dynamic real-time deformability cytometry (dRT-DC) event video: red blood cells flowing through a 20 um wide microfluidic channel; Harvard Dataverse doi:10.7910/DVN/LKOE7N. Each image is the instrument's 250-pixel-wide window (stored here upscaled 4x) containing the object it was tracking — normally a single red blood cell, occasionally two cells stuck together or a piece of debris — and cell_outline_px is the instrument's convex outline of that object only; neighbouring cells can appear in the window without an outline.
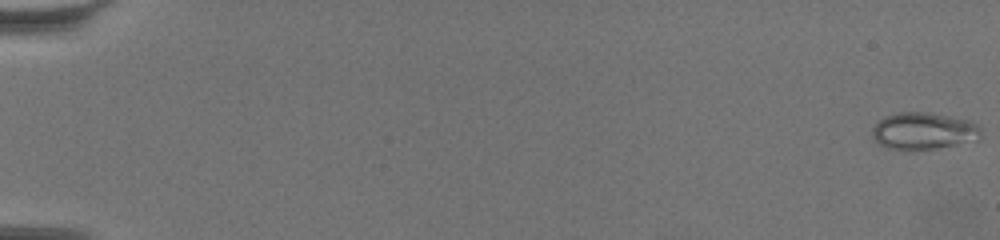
{"species": "common noctule bat (a hibernating species)", "species_latin": "Nyctalus noctula", "temperature_condition": "warm", "stored_images_in_passage": 64, "camera_frame_rate_fps": 3000, "um_per_image_px": 0.085, "animal": {"sex": "female", "body_mass_g": 19.5, "forearm_length_mm": 54.1}, "frame": {"image": 1, "passage_image": 1, "time_ms": 0.0, "image_size_px": [1000, 240], "cell_outline_px": [[980, 132], [976, 140], [932, 148], [892, 148], [880, 144], [872, 136], [872, 128], [880, 120], [888, 116], [900, 112], [920, 112], [968, 120], [976, 124], [980, 128]], "centroid_in_image_um": [78.48, 11.11], "position_along_channel_um": 6.5, "area_um2": 22.25}}
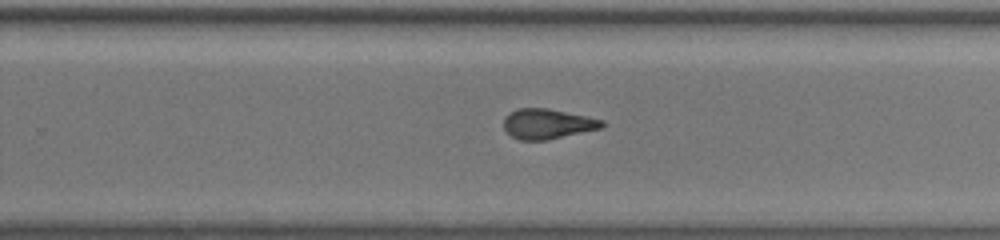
{"frame": {"image": 2, "passage_image": 43, "time_ms": 14.0, "image_size_px": [1000, 240], "cell_outline_px": [[604, 124], [600, 128], [544, 140], [520, 140], [512, 136], [504, 128], [504, 120], [512, 112], [520, 108], [548, 108], [604, 120]], "centroid_in_image_um": [46.53, 10.52], "position_along_channel_um": 283.3, "area_um2": 16.7}}
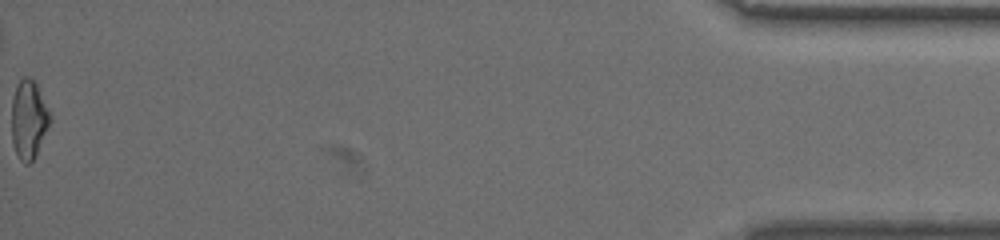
{"frame": {"image": 3, "passage_image": 64, "time_ms": 21.0, "image_size_px": [1000, 240], "cell_outline_px": [[48, 124], [36, 156], [28, 164], [24, 164], [20, 160], [16, 152], [12, 140], [12, 100], [16, 88], [20, 80], [24, 76], [28, 76], [36, 84], [48, 112]], "centroid_in_image_um": [2.39, 10.19], "position_along_channel_um": 432.8, "area_um2": 16.82}, "authors_computed_cell_mechanics": {"area_um2": 17.7735, "velocity_mm_per_s": 3.4265, "shape_relaxation_time_tau1_ms": null, "shape_relaxation_time_tau2_ms": 1.6272, "deformation_change_tau1": null, "deformation_change_tau2": 0.092}}